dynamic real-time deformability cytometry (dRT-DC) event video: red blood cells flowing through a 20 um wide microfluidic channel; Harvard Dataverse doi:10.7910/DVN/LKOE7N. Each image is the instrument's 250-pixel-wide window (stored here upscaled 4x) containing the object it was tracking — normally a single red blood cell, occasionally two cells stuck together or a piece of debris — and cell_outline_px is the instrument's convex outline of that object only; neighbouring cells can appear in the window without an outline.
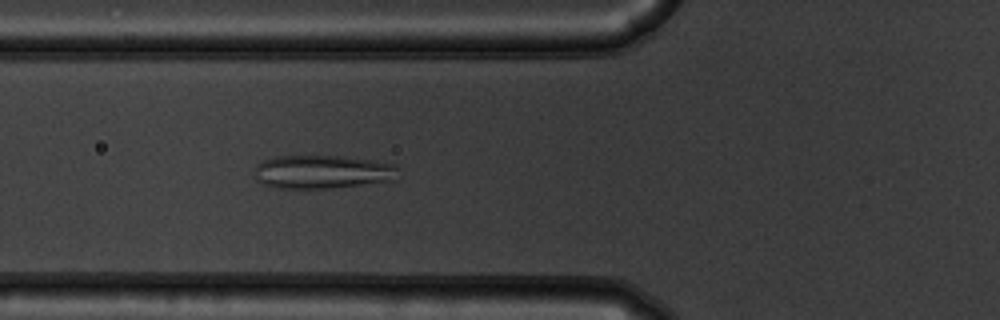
{"species": "common noctule bat (a hibernating species)", "species_latin": "Nyctalus noctula", "temperature_condition": "warm", "stored_images_in_passage": 53, "camera_frame_rate_fps": 3000, "um_per_image_px": 0.085, "animal": {"sex": "male", "body_mass_g": 19.5, "forearm_length_mm": 54.6}, "frame": {"image": 1, "passage_image": 21, "time_ms": 6.667, "image_size_px": [1000, 320], "cell_outline_px": [[396, 180], [332, 188], [276, 188], [260, 184], [256, 180], [256, 164], [264, 160], [276, 156], [344, 156], [372, 160], [396, 164]], "centroid_in_image_um": [27.39, 14.61], "position_along_channel_um": 98.4, "area_um2": 28.15}}
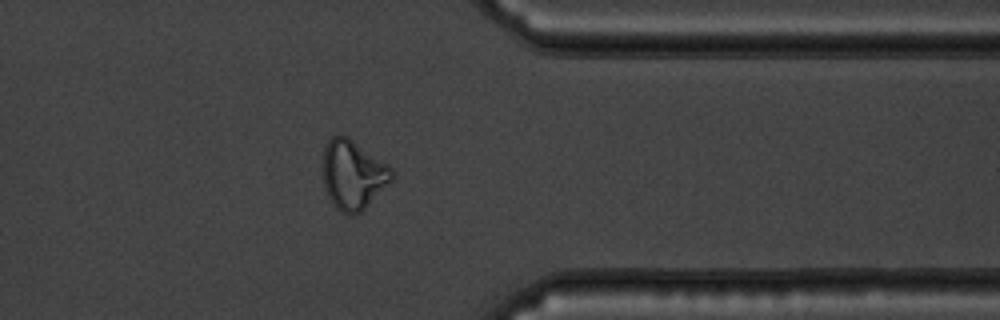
{"frame": {"image": 2, "passage_image": 44, "time_ms": 14.333, "image_size_px": [1000, 320], "cell_outline_px": [[392, 180], [360, 212], [352, 216], [348, 216], [340, 212], [332, 204], [324, 188], [324, 148], [328, 140], [332, 136], [348, 136], [388, 164], [392, 168]], "centroid_in_image_um": [29.99, 14.86], "position_along_channel_um": 381.4, "area_um2": 27.63}}
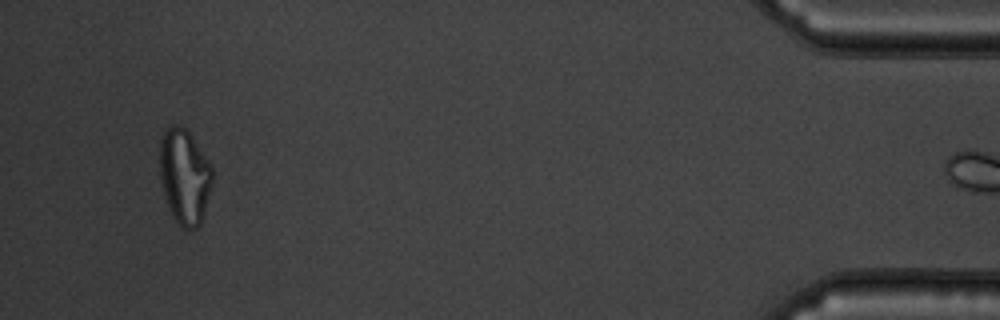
{"frame": {"image": 3, "passage_image": 52, "time_ms": 17.0, "image_size_px": [1000, 320], "cell_outline_px": [[212, 184], [200, 224], [196, 228], [180, 228], [172, 216], [164, 196], [160, 180], [160, 136], [172, 124], [180, 124], [188, 132], [208, 160], [212, 168]], "centroid_in_image_um": [15.66, 15.0], "position_along_channel_um": 419.5, "area_um2": 29.07}}